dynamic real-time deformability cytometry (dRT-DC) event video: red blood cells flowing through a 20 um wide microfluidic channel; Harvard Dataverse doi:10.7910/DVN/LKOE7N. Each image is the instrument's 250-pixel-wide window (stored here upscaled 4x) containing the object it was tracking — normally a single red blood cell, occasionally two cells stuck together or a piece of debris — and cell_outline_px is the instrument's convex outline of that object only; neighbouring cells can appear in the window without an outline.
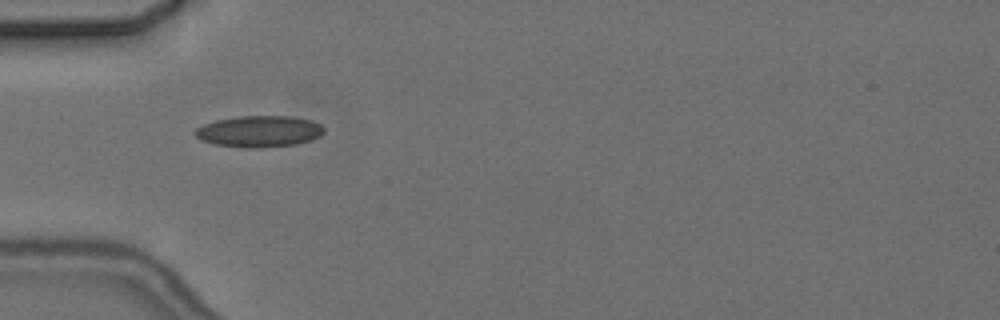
{"species": "common noctule bat (a hibernating species)", "species_latin": "Nyctalus noctula", "temperature_condition": "cold", "stored_images_in_passage": 3, "camera_frame_rate_fps": 3000, "um_per_image_px": 0.085, "animal": {"sex": "female", "body_mass_g": 24.6, "forearm_length_mm": 56.2}, "frame": {"image": 1, "passage_image": 2, "time_ms": 1.333, "image_size_px": [1000, 320], "cell_outline_px": [[324, 132], [320, 136], [312, 140], [296, 144], [260, 148], [240, 148], [216, 144], [200, 140], [192, 132], [196, 128], [204, 124], [216, 120], [236, 116], [292, 116], [312, 120], [320, 124], [324, 128]], "centroid_in_image_um": [22.03, 11.17], "position_along_channel_um": 63.0, "area_um2": 23.87}}